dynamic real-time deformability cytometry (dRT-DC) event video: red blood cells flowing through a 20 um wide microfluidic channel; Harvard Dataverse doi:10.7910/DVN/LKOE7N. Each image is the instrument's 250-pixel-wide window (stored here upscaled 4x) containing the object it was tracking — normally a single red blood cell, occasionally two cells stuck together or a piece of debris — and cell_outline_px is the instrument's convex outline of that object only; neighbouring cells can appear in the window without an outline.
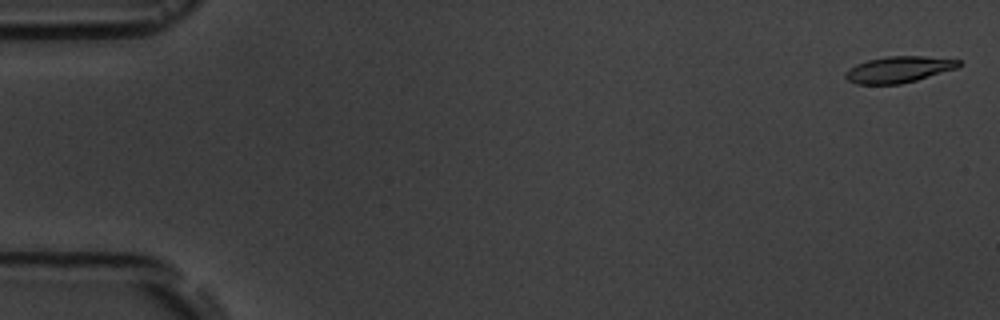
{"species": "common noctule bat (a hibernating species)", "species_latin": "Nyctalus noctula", "temperature_condition": "room temperature", "stored_images_in_passage": 11, "camera_frame_rate_fps": 3000, "um_per_image_px": 0.085, "animal": {"sex": "male", "body_mass_g": 19.5, "forearm_length_mm": 54.6}, "frame": {"image": 1, "passage_image": 1, "time_ms": 0.0, "image_size_px": [1000, 320], "cell_outline_px": [[964, 64], [956, 68], [916, 80], [900, 84], [856, 84], [848, 80], [844, 76], [844, 72], [848, 68], [856, 64], [868, 60], [888, 56], [924, 56], [960, 60]], "centroid_in_image_um": [76.37, 5.9], "position_along_channel_um": 8.6, "area_um2": 17.34}}
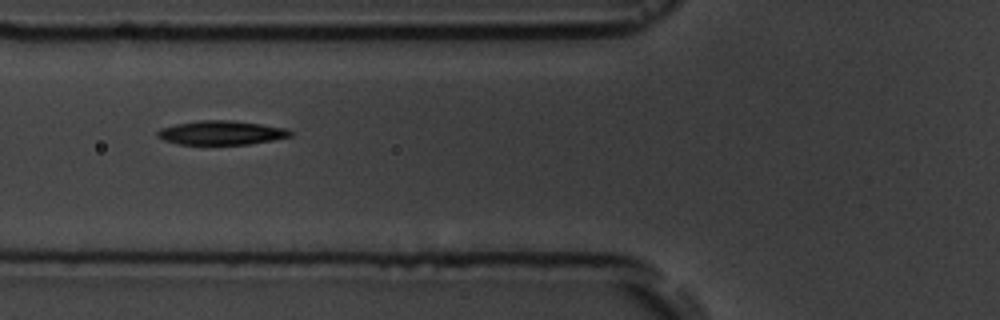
{"frame": {"image": 2, "passage_image": 7, "time_ms": 6.667, "image_size_px": [1000, 320], "cell_outline_px": [[292, 136], [272, 140], [248, 144], [176, 144], [164, 140], [156, 136], [156, 132], [160, 128], [176, 124], [200, 120], [232, 120], [288, 128], [292, 132]], "centroid_in_image_um": [18.8, 11.28], "position_along_channel_um": 107.0, "area_um2": 18.61}}
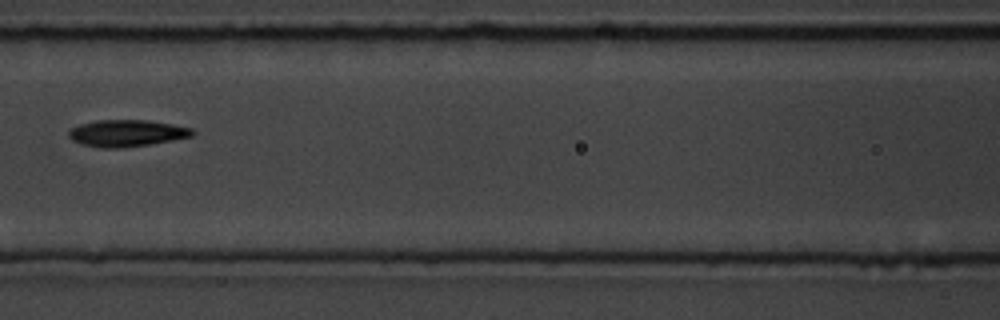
{"frame": {"image": 3, "passage_image": 8, "time_ms": 8.0, "image_size_px": [1000, 320], "cell_outline_px": [[196, 132], [192, 136], [152, 144], [124, 148], [104, 148], [84, 144], [72, 140], [68, 136], [68, 132], [72, 128], [80, 124], [96, 120], [144, 120], [172, 124], [192, 128]], "centroid_in_image_um": [10.79, 11.32], "position_along_channel_um": 155.8, "area_um2": 19.25}}